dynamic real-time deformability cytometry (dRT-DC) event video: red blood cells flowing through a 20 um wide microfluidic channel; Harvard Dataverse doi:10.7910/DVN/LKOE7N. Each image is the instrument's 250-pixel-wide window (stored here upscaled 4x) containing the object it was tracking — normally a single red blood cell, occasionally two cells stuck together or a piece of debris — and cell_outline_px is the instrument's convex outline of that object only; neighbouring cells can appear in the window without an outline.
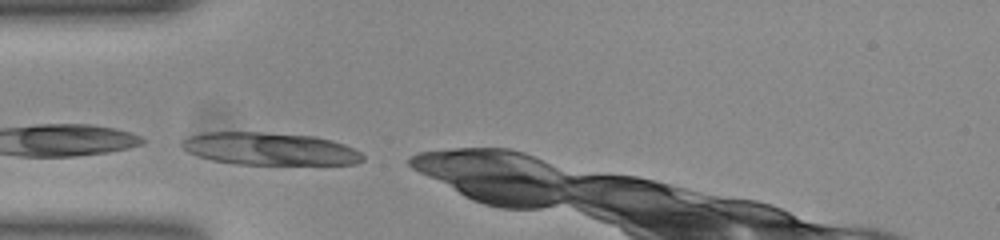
{"species": "common noctule bat (a hibernating species)", "species_latin": "Nyctalus noctula", "temperature_condition": "room temperature", "stored_images_in_passage": 27, "camera_frame_rate_fps": 3000, "um_per_image_px": 0.085, "animal": {"sex": "female", "body_mass_g": 23.0, "forearm_length_mm": 53.4}, "frame": {"image": 1, "passage_image": 1, "time_ms": 0.0, "image_size_px": [1000, 240], "cell_outline_px": [[364, 160], [356, 164], [232, 164], [212, 160], [188, 152], [180, 144], [188, 136], [204, 132], [264, 132], [312, 136], [332, 140], [344, 144], [360, 152], [364, 156]], "centroid_in_image_um": [22.93, 12.65], "position_along_channel_um": 62.1, "area_um2": 34.22}}